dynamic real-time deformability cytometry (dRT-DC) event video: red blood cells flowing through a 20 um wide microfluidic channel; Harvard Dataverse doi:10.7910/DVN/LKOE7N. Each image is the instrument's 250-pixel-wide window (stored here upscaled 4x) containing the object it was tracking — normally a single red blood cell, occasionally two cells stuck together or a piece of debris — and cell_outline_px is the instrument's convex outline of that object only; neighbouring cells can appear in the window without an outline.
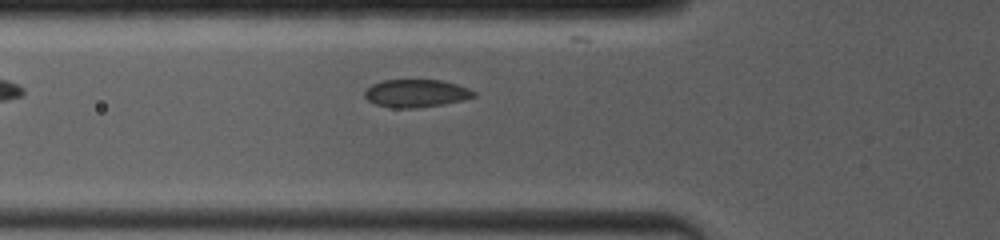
{"species": "common noctule bat (a hibernating species)", "species_latin": "Nyctalus noctula", "temperature_condition": "room temperature", "stored_images_in_passage": 37, "camera_frame_rate_fps": 4000, "um_per_image_px": 0.085, "animal": {"sex": "female", "body_mass_g": 19.0, "forearm_length_mm": 53.3}, "frame": {"image": 1, "passage_image": 8, "time_ms": 2.75, "image_size_px": [1000, 240], "cell_outline_px": [[476, 96], [464, 100], [444, 104], [416, 108], [392, 108], [376, 104], [368, 100], [364, 96], [364, 92], [372, 84], [384, 80], [440, 80], [456, 84], [468, 88], [476, 92]], "centroid_in_image_um": [35.38, 7.94], "position_along_channel_um": 90.4, "area_um2": 17.69}}
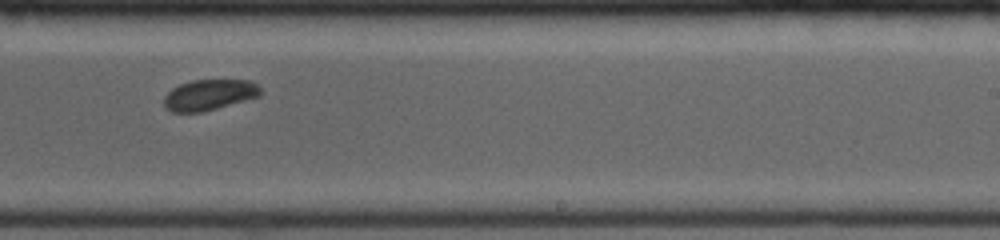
{"frame": {"image": 2, "passage_image": 23, "time_ms": 7.25, "image_size_px": [1000, 240], "cell_outline_px": [[264, 92], [260, 96], [216, 108], [200, 112], [172, 112], [164, 104], [164, 96], [172, 88], [180, 84], [192, 80], [252, 80]], "centroid_in_image_um": [17.81, 8.05], "position_along_channel_um": 271.2, "area_um2": 17.22}}
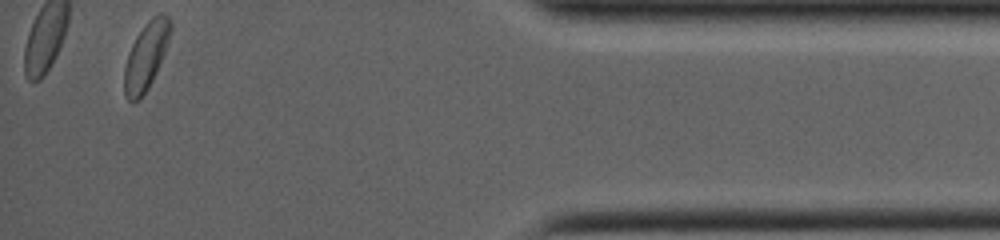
{"frame": {"image": 3, "passage_image": 37, "time_ms": 12.0, "image_size_px": [1000, 240], "cell_outline_px": [[172, 32], [156, 72], [148, 88], [132, 104], [124, 96], [124, 68], [128, 52], [136, 36], [144, 24], [152, 16], [160, 12], [164, 12], [172, 20]], "centroid_in_image_um": [12.42, 4.7], "position_along_channel_um": 422.8, "area_um2": 18.26}}